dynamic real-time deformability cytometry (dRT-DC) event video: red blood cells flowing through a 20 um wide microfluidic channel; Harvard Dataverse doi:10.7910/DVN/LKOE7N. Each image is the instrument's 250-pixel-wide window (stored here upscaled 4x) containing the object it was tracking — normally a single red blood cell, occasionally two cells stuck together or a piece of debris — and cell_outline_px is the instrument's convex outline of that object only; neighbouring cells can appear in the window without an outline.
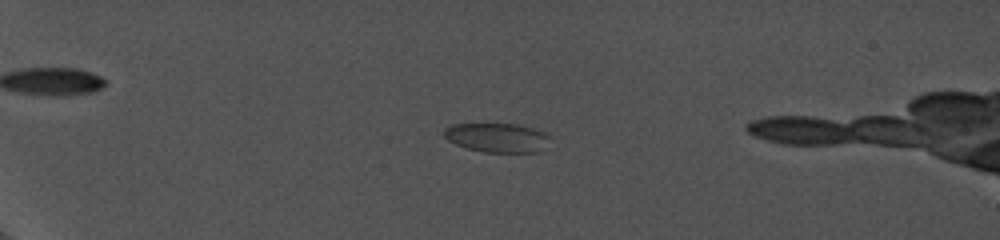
{"species": "common noctule bat (a hibernating species)", "species_latin": "Nyctalus noctula", "temperature_condition": "cold", "stored_images_in_passage": 18, "camera_frame_rate_fps": 5000, "um_per_image_px": 0.085, "animal": {"sex": "female", "body_mass_g": 19.0, "forearm_length_mm": 56.7}, "frame": {"image": 1, "passage_image": 10, "time_ms": 2.8, "image_size_px": [1000, 240], "cell_outline_px": [[552, 136], [540, 152], [484, 152], [468, 148], [456, 144], [448, 140], [444, 136], [444, 128], [452, 124], [516, 124], [532, 128], [544, 132]], "centroid_in_image_um": [42.27, 11.7], "position_along_channel_um": 42.7, "area_um2": 17.98}}